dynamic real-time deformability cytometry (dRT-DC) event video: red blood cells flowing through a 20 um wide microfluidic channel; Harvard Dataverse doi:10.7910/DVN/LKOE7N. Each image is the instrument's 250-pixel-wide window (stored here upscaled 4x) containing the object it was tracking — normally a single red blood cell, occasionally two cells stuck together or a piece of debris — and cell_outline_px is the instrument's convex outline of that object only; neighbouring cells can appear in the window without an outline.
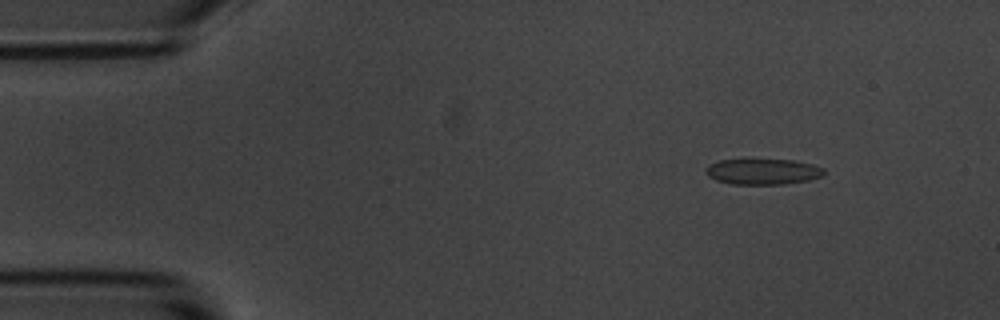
{"species": "common noctule bat (a hibernating species)", "species_latin": "Nyctalus noctula", "temperature_condition": "room temperature", "stored_images_in_passage": 15, "camera_frame_rate_fps": 3000, "um_per_image_px": 0.085, "animal": {"sex": "male", "body_mass_g": 20.1, "forearm_length_mm": 53.5}, "frame": {"image": 1, "passage_image": 7, "time_ms": 2.0, "image_size_px": [1000, 320], "cell_outline_px": [[824, 172], [820, 176], [808, 180], [784, 184], [732, 184], [716, 180], [708, 176], [704, 172], [704, 168], [720, 160], [792, 160], [812, 164], [824, 168]], "centroid_in_image_um": [64.81, 14.59], "position_along_channel_um": 20.2, "area_um2": 17.51}}